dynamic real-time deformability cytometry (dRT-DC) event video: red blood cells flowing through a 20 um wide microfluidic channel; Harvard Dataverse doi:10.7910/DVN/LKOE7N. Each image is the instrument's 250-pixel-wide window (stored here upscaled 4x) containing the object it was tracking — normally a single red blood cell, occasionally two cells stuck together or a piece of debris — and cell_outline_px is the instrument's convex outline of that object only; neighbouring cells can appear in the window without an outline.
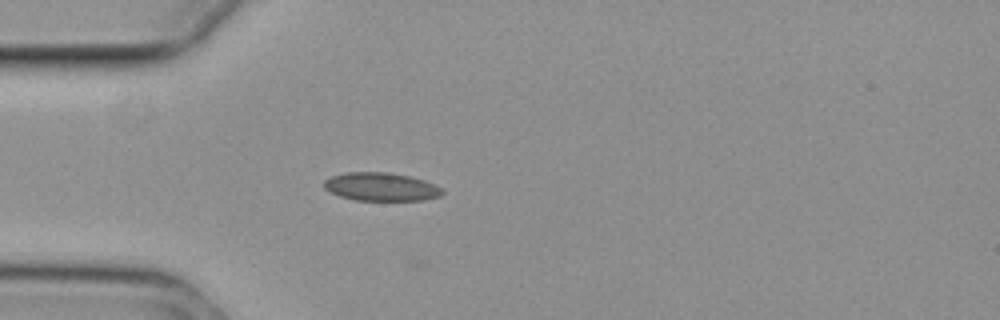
{"species": "common noctule bat (a hibernating species)", "species_latin": "Nyctalus noctula", "temperature_condition": "cold", "stored_images_in_passage": 8, "camera_frame_rate_fps": 3000, "um_per_image_px": 0.085, "animal": {"sex": "female", "body_mass_g": 29.2, "forearm_length_mm": 56.3}, "frame": {"image": 1, "passage_image": 4, "time_ms": 1.0, "image_size_px": [1000, 320], "cell_outline_px": [[444, 192], [440, 196], [424, 200], [356, 200], [340, 196], [324, 188], [324, 180], [332, 176], [348, 172], [388, 172], [408, 176], [424, 180], [440, 188]], "centroid_in_image_um": [32.38, 15.87], "position_along_channel_um": 52.6, "area_um2": 19.25}}